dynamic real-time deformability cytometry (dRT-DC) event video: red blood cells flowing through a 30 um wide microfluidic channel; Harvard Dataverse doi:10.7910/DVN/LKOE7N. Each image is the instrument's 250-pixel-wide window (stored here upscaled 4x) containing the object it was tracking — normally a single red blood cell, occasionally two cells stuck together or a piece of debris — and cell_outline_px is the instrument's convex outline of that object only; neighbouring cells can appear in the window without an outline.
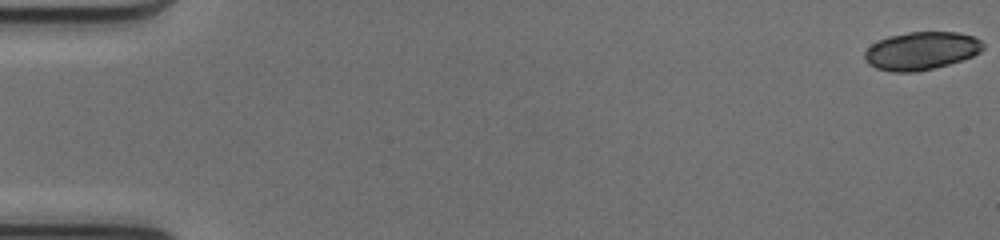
{"species": "common noctule bat (a hibernating species)", "species_latin": "Nyctalus noctula", "temperature_condition": "cold", "stored_images_in_passage": 51, "camera_frame_rate_fps": 3000, "um_per_image_px": 0.085, "animal": {"sex": "female", "body_mass_g": 17.0, "forearm_length_mm": 48.0}, "frame": {"image": 1, "passage_image": 1, "time_ms": 0.0, "image_size_px": [1000, 240], "cell_outline_px": [[984, 48], [980, 52], [972, 56], [948, 64], [916, 72], [892, 72], [876, 68], [868, 64], [864, 60], [864, 52], [872, 44], [888, 36], [908, 32], [956, 32], [976, 36], [984, 44]], "centroid_in_image_um": [78.3, 4.31], "position_along_channel_um": 6.7, "area_um2": 26.24}}
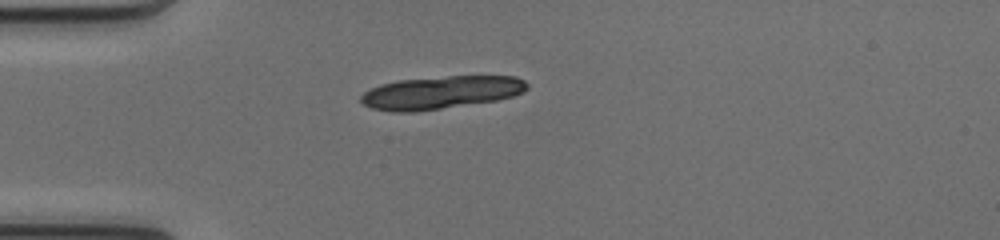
{"frame": {"image": 2, "passage_image": 15, "time_ms": 4.667, "image_size_px": [1000, 240], "cell_outline_px": [[528, 88], [524, 92], [512, 96], [496, 100], [416, 112], [392, 112], [372, 108], [364, 104], [360, 100], [360, 96], [368, 88], [380, 84], [396, 80], [448, 76], [516, 76], [524, 80], [528, 84]], "centroid_in_image_um": [37.45, 7.86], "position_along_channel_um": 47.6, "area_um2": 31.96}, "authors_computed_cell_mechanics": {"area_um2": 26.3568, "velocity_mm_per_s": 4.1213, "shape_relaxation_time_tau1_ms": 7.2606, "shape_relaxation_time_tau2_ms": 1.4739, "deformation_change_tau1": 0.2414, "deformation_change_tau2": 0.0619}}